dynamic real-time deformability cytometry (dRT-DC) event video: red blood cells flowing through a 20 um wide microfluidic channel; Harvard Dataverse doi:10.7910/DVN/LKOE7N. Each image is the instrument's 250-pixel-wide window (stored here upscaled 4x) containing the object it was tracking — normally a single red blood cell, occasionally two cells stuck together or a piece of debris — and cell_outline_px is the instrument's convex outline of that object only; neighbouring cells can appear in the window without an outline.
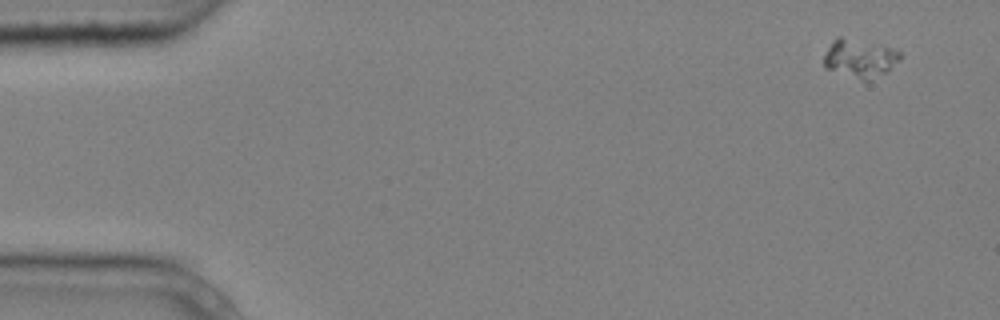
{"species": "common noctule bat (a hibernating species)", "species_latin": "Nyctalus noctula", "temperature_condition": "cold", "stored_images_in_passage": 11, "camera_frame_rate_fps": 3000, "um_per_image_px": 0.085, "animal": {"sex": "male", "body_mass_g": 20.4}, "frame": {"image": 1, "passage_image": 1, "time_ms": 0.0, "image_size_px": [1000, 320], "cell_outline_px": [[900, 60], [888, 72], [872, 80], [864, 80], [828, 68], [824, 64], [824, 56], [832, 40], [836, 36], [840, 36], [892, 48], [900, 52]], "centroid_in_image_um": [73.11, 4.95], "position_along_channel_um": 11.9, "area_um2": 16.7}}